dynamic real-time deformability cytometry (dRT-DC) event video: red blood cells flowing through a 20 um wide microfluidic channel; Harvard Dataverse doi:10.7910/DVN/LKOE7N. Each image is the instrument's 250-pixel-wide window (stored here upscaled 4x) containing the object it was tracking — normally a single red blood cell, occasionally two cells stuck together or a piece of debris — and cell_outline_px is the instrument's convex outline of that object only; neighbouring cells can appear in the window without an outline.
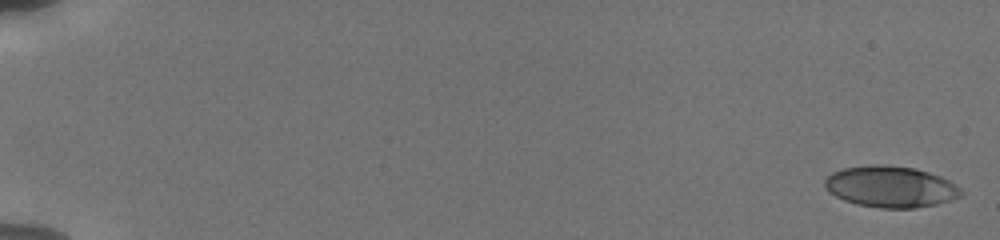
{"species": "human", "species_latin": "Homo sapiens", "temperature_condition": "cold", "stored_images_in_passage": 40, "camera_frame_rate_fps": 3000, "um_per_image_px": 0.085, "donor": {"sex": "male"}, "frame": {"image": 1, "passage_image": 1, "time_ms": 0.0, "image_size_px": [1000, 240], "cell_outline_px": [[964, 192], [960, 196], [952, 200], [936, 204], [916, 208], [880, 208], [856, 204], [844, 200], [828, 192], [824, 188], [824, 180], [832, 172], [840, 168], [868, 164], [888, 164], [916, 168], [940, 176], [956, 184]], "centroid_in_image_um": [75.68, 15.85], "position_along_channel_um": 9.3, "area_um2": 33.29}}
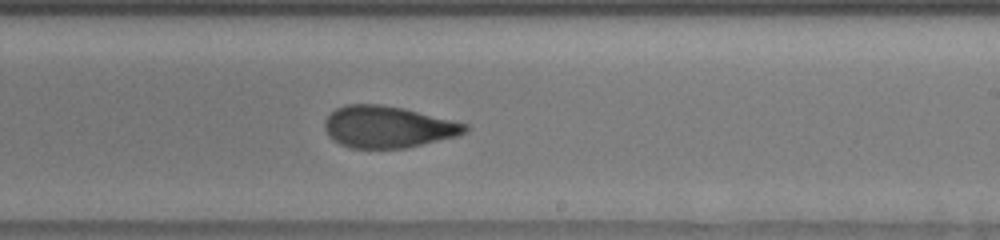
{"frame": {"image": 2, "passage_image": 25, "time_ms": 11.667, "image_size_px": [1000, 240], "cell_outline_px": [[468, 132], [456, 136], [404, 148], [352, 148], [340, 144], [328, 136], [324, 128], [324, 120], [336, 108], [344, 104], [380, 104], [404, 108], [468, 124]], "centroid_in_image_um": [32.94, 10.78], "position_along_channel_um": 256.1, "area_um2": 34.1}}
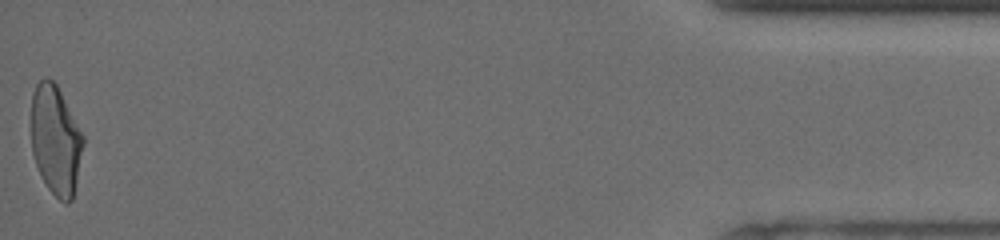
{"frame": {"image": 3, "passage_image": 40, "time_ms": 18.333, "image_size_px": [1000, 240], "cell_outline_px": [[84, 144], [72, 200], [68, 204], [64, 204], [48, 188], [36, 164], [32, 152], [32, 92], [36, 84], [44, 76], [48, 76], [56, 84], [84, 136]], "centroid_in_image_um": [4.73, 11.89], "position_along_channel_um": 430.5, "area_um2": 32.89}, "authors_computed_cell_mechanics": {"area_um2": 33.4373, "velocity_mm_per_s": 3.7923, "shape_relaxation_time_tau1_ms": 10.3322, "shape_relaxation_time_tau2_ms": 1.5696, "deformation_change_tau1": 0.2554, "deformation_change_tau2": 0.0892}}